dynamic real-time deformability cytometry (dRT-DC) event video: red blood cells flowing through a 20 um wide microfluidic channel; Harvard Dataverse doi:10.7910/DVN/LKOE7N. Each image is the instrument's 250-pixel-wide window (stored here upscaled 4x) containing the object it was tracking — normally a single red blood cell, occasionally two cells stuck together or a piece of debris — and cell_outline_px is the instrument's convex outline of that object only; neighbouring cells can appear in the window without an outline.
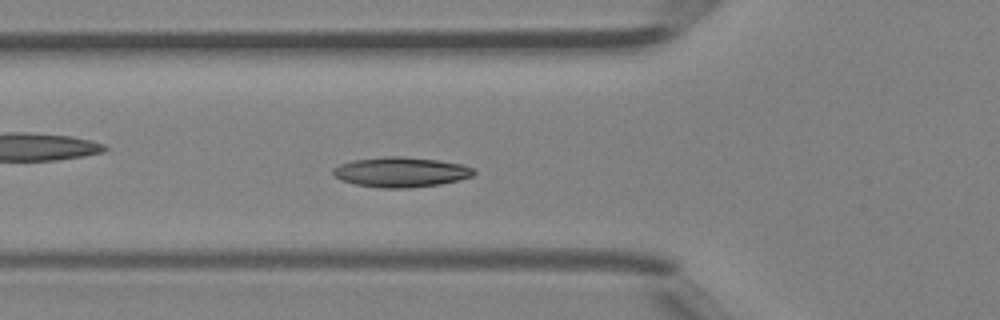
{"species": "Egyptian fruit bat (a non-hibernating species)", "species_latin": "Rousettus aegyptiacus", "temperature_condition": "room temperature", "stored_images_in_passage": 29, "camera_frame_rate_fps": 3000, "um_per_image_px": 0.085, "animal": {"sex": "female"}, "frame": {"image": 1, "passage_image": 6, "time_ms": 1.667, "image_size_px": [1000, 320], "cell_outline_px": [[476, 172], [472, 176], [440, 184], [408, 188], [380, 188], [356, 184], [340, 180], [332, 172], [332, 168], [340, 164], [352, 160], [384, 156], [400, 156], [436, 160], [464, 164], [472, 168]], "centroid_in_image_um": [34.05, 14.62], "position_along_channel_um": 91.8, "area_um2": 24.57}}
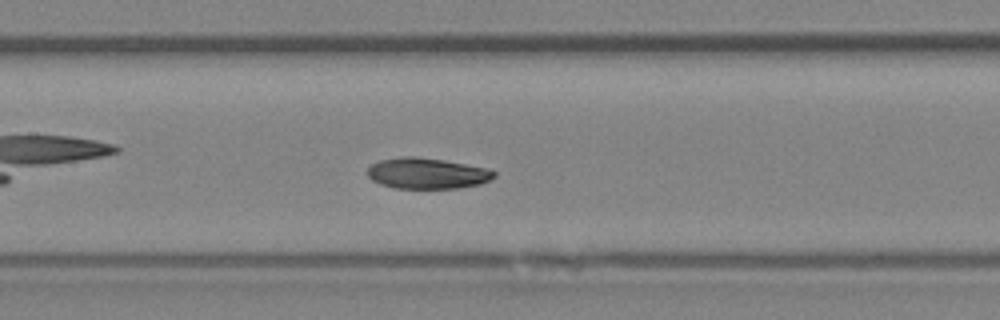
{"frame": {"image": 2, "passage_image": 11, "time_ms": 3.333, "image_size_px": [1000, 320], "cell_outline_px": [[496, 176], [480, 184], [456, 188], [392, 188], [380, 184], [372, 180], [368, 176], [368, 168], [372, 164], [380, 160], [400, 156], [416, 156], [444, 160], [488, 168], [496, 172]], "centroid_in_image_um": [36.29, 14.73], "position_along_channel_um": 171.1, "area_um2": 22.83}}
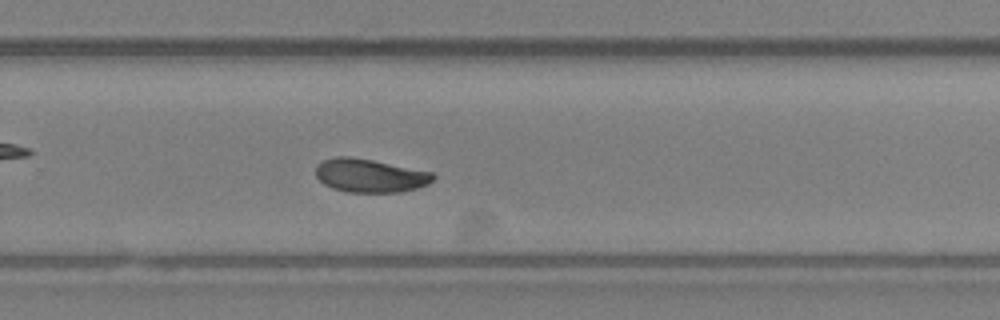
{"frame": {"image": 3, "passage_image": 19, "time_ms": 6.0, "image_size_px": [1000, 320], "cell_outline_px": [[436, 176], [428, 184], [416, 188], [400, 192], [344, 192], [332, 188], [324, 184], [316, 176], [316, 164], [320, 160], [336, 156], [348, 156], [372, 160], [432, 172]], "centroid_in_image_um": [31.4, 14.92], "position_along_channel_um": 298.4, "area_um2": 22.95}}